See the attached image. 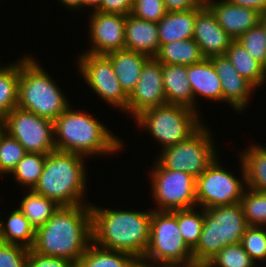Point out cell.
<instances>
[{"label": "cell", "mask_w": 266, "mask_h": 267, "mask_svg": "<svg viewBox=\"0 0 266 267\" xmlns=\"http://www.w3.org/2000/svg\"><path fill=\"white\" fill-rule=\"evenodd\" d=\"M92 243L90 204L60 206L35 230L32 250L42 255L66 258L75 264Z\"/></svg>", "instance_id": "1"}, {"label": "cell", "mask_w": 266, "mask_h": 267, "mask_svg": "<svg viewBox=\"0 0 266 267\" xmlns=\"http://www.w3.org/2000/svg\"><path fill=\"white\" fill-rule=\"evenodd\" d=\"M92 242L108 250L132 254L139 260L144 256L151 228V211L101 208L90 203Z\"/></svg>", "instance_id": "2"}, {"label": "cell", "mask_w": 266, "mask_h": 267, "mask_svg": "<svg viewBox=\"0 0 266 267\" xmlns=\"http://www.w3.org/2000/svg\"><path fill=\"white\" fill-rule=\"evenodd\" d=\"M70 105L54 120V143L57 151L90 156L114 155L123 151V143L107 126L88 112Z\"/></svg>", "instance_id": "3"}, {"label": "cell", "mask_w": 266, "mask_h": 267, "mask_svg": "<svg viewBox=\"0 0 266 267\" xmlns=\"http://www.w3.org/2000/svg\"><path fill=\"white\" fill-rule=\"evenodd\" d=\"M85 159L79 154L57 150L48 153L33 191L54 200L60 206L90 204V201H86L87 196H84L88 182Z\"/></svg>", "instance_id": "4"}, {"label": "cell", "mask_w": 266, "mask_h": 267, "mask_svg": "<svg viewBox=\"0 0 266 267\" xmlns=\"http://www.w3.org/2000/svg\"><path fill=\"white\" fill-rule=\"evenodd\" d=\"M32 56L19 58L17 107L54 121L69 106L67 96Z\"/></svg>", "instance_id": "5"}, {"label": "cell", "mask_w": 266, "mask_h": 267, "mask_svg": "<svg viewBox=\"0 0 266 267\" xmlns=\"http://www.w3.org/2000/svg\"><path fill=\"white\" fill-rule=\"evenodd\" d=\"M248 224L240 203L204 209V224L193 261L205 264L227 245L239 244Z\"/></svg>", "instance_id": "6"}, {"label": "cell", "mask_w": 266, "mask_h": 267, "mask_svg": "<svg viewBox=\"0 0 266 267\" xmlns=\"http://www.w3.org/2000/svg\"><path fill=\"white\" fill-rule=\"evenodd\" d=\"M199 112L185 106L166 104L141 112L134 121L164 149L188 139L203 125Z\"/></svg>", "instance_id": "7"}, {"label": "cell", "mask_w": 266, "mask_h": 267, "mask_svg": "<svg viewBox=\"0 0 266 267\" xmlns=\"http://www.w3.org/2000/svg\"><path fill=\"white\" fill-rule=\"evenodd\" d=\"M140 261L150 267L193 261L192 250L183 241L178 227V210H152L149 244Z\"/></svg>", "instance_id": "8"}, {"label": "cell", "mask_w": 266, "mask_h": 267, "mask_svg": "<svg viewBox=\"0 0 266 267\" xmlns=\"http://www.w3.org/2000/svg\"><path fill=\"white\" fill-rule=\"evenodd\" d=\"M210 132L203 124L188 139L161 149L155 160L165 169L186 172L197 179L219 157Z\"/></svg>", "instance_id": "9"}, {"label": "cell", "mask_w": 266, "mask_h": 267, "mask_svg": "<svg viewBox=\"0 0 266 267\" xmlns=\"http://www.w3.org/2000/svg\"><path fill=\"white\" fill-rule=\"evenodd\" d=\"M218 160L219 158L216 157L196 179V201L199 208L208 209L241 202L246 189L245 170L241 159L239 158L241 180L234 176L232 171H227Z\"/></svg>", "instance_id": "10"}, {"label": "cell", "mask_w": 266, "mask_h": 267, "mask_svg": "<svg viewBox=\"0 0 266 267\" xmlns=\"http://www.w3.org/2000/svg\"><path fill=\"white\" fill-rule=\"evenodd\" d=\"M149 171L155 210L175 211L197 207L196 178L192 175L163 168L157 161Z\"/></svg>", "instance_id": "11"}, {"label": "cell", "mask_w": 266, "mask_h": 267, "mask_svg": "<svg viewBox=\"0 0 266 267\" xmlns=\"http://www.w3.org/2000/svg\"><path fill=\"white\" fill-rule=\"evenodd\" d=\"M3 130L17 139L26 152L48 154L56 151L54 121L45 117L16 107L4 118Z\"/></svg>", "instance_id": "12"}, {"label": "cell", "mask_w": 266, "mask_h": 267, "mask_svg": "<svg viewBox=\"0 0 266 267\" xmlns=\"http://www.w3.org/2000/svg\"><path fill=\"white\" fill-rule=\"evenodd\" d=\"M77 58V71L90 89L105 103L126 113L128 96L121 89L110 59L106 55L91 53H82Z\"/></svg>", "instance_id": "13"}, {"label": "cell", "mask_w": 266, "mask_h": 267, "mask_svg": "<svg viewBox=\"0 0 266 267\" xmlns=\"http://www.w3.org/2000/svg\"><path fill=\"white\" fill-rule=\"evenodd\" d=\"M166 104L162 64L155 57H150L143 65L135 89L128 96L127 114H131L132 118H135L147 109Z\"/></svg>", "instance_id": "14"}, {"label": "cell", "mask_w": 266, "mask_h": 267, "mask_svg": "<svg viewBox=\"0 0 266 267\" xmlns=\"http://www.w3.org/2000/svg\"><path fill=\"white\" fill-rule=\"evenodd\" d=\"M92 13L88 18L91 49L84 53L107 55L125 49L126 15L94 10Z\"/></svg>", "instance_id": "15"}, {"label": "cell", "mask_w": 266, "mask_h": 267, "mask_svg": "<svg viewBox=\"0 0 266 267\" xmlns=\"http://www.w3.org/2000/svg\"><path fill=\"white\" fill-rule=\"evenodd\" d=\"M193 39L204 58L226 55L233 39L220 27L209 7L196 8Z\"/></svg>", "instance_id": "16"}, {"label": "cell", "mask_w": 266, "mask_h": 267, "mask_svg": "<svg viewBox=\"0 0 266 267\" xmlns=\"http://www.w3.org/2000/svg\"><path fill=\"white\" fill-rule=\"evenodd\" d=\"M210 59L221 80L223 102L229 104L239 114L247 110L250 97L254 94L252 92L256 88L236 71L225 55Z\"/></svg>", "instance_id": "17"}, {"label": "cell", "mask_w": 266, "mask_h": 267, "mask_svg": "<svg viewBox=\"0 0 266 267\" xmlns=\"http://www.w3.org/2000/svg\"><path fill=\"white\" fill-rule=\"evenodd\" d=\"M220 27L233 39L237 40L252 27L257 26L262 14L254 9L217 0L209 6Z\"/></svg>", "instance_id": "18"}, {"label": "cell", "mask_w": 266, "mask_h": 267, "mask_svg": "<svg viewBox=\"0 0 266 267\" xmlns=\"http://www.w3.org/2000/svg\"><path fill=\"white\" fill-rule=\"evenodd\" d=\"M157 23L142 20L132 14L125 20V49L155 57L159 51Z\"/></svg>", "instance_id": "19"}, {"label": "cell", "mask_w": 266, "mask_h": 267, "mask_svg": "<svg viewBox=\"0 0 266 267\" xmlns=\"http://www.w3.org/2000/svg\"><path fill=\"white\" fill-rule=\"evenodd\" d=\"M187 75L193 91L195 111H198L196 105L197 98L199 97L213 100V102H223L221 80L216 73L211 59L204 58L199 63L187 66Z\"/></svg>", "instance_id": "20"}, {"label": "cell", "mask_w": 266, "mask_h": 267, "mask_svg": "<svg viewBox=\"0 0 266 267\" xmlns=\"http://www.w3.org/2000/svg\"><path fill=\"white\" fill-rule=\"evenodd\" d=\"M162 75L167 104L194 110V97L187 75V66L162 64Z\"/></svg>", "instance_id": "21"}, {"label": "cell", "mask_w": 266, "mask_h": 267, "mask_svg": "<svg viewBox=\"0 0 266 267\" xmlns=\"http://www.w3.org/2000/svg\"><path fill=\"white\" fill-rule=\"evenodd\" d=\"M106 56L112 63L121 89L129 96L140 79L143 65L150 57L127 49L114 51Z\"/></svg>", "instance_id": "22"}, {"label": "cell", "mask_w": 266, "mask_h": 267, "mask_svg": "<svg viewBox=\"0 0 266 267\" xmlns=\"http://www.w3.org/2000/svg\"><path fill=\"white\" fill-rule=\"evenodd\" d=\"M196 8L189 11L167 12L157 23L160 46L173 41L193 38Z\"/></svg>", "instance_id": "23"}, {"label": "cell", "mask_w": 266, "mask_h": 267, "mask_svg": "<svg viewBox=\"0 0 266 267\" xmlns=\"http://www.w3.org/2000/svg\"><path fill=\"white\" fill-rule=\"evenodd\" d=\"M248 147L238 152L245 170L246 188L266 192V147L254 143Z\"/></svg>", "instance_id": "24"}, {"label": "cell", "mask_w": 266, "mask_h": 267, "mask_svg": "<svg viewBox=\"0 0 266 267\" xmlns=\"http://www.w3.org/2000/svg\"><path fill=\"white\" fill-rule=\"evenodd\" d=\"M139 262L132 254L101 248L92 242L76 267H135Z\"/></svg>", "instance_id": "25"}, {"label": "cell", "mask_w": 266, "mask_h": 267, "mask_svg": "<svg viewBox=\"0 0 266 267\" xmlns=\"http://www.w3.org/2000/svg\"><path fill=\"white\" fill-rule=\"evenodd\" d=\"M0 241L31 249L35 241V229L29 220L16 208L6 222L0 220Z\"/></svg>", "instance_id": "26"}, {"label": "cell", "mask_w": 266, "mask_h": 267, "mask_svg": "<svg viewBox=\"0 0 266 267\" xmlns=\"http://www.w3.org/2000/svg\"><path fill=\"white\" fill-rule=\"evenodd\" d=\"M225 56L236 71L255 88L261 87L266 82V69L237 40L232 41Z\"/></svg>", "instance_id": "27"}, {"label": "cell", "mask_w": 266, "mask_h": 267, "mask_svg": "<svg viewBox=\"0 0 266 267\" xmlns=\"http://www.w3.org/2000/svg\"><path fill=\"white\" fill-rule=\"evenodd\" d=\"M155 58L161 64L189 66L201 62L204 56L192 38L161 45Z\"/></svg>", "instance_id": "28"}, {"label": "cell", "mask_w": 266, "mask_h": 267, "mask_svg": "<svg viewBox=\"0 0 266 267\" xmlns=\"http://www.w3.org/2000/svg\"><path fill=\"white\" fill-rule=\"evenodd\" d=\"M27 194L20 200L17 208L36 230L42 227L60 207L54 200L27 190Z\"/></svg>", "instance_id": "29"}, {"label": "cell", "mask_w": 266, "mask_h": 267, "mask_svg": "<svg viewBox=\"0 0 266 267\" xmlns=\"http://www.w3.org/2000/svg\"><path fill=\"white\" fill-rule=\"evenodd\" d=\"M0 66V118L6 115L18 104L19 90V60Z\"/></svg>", "instance_id": "30"}, {"label": "cell", "mask_w": 266, "mask_h": 267, "mask_svg": "<svg viewBox=\"0 0 266 267\" xmlns=\"http://www.w3.org/2000/svg\"><path fill=\"white\" fill-rule=\"evenodd\" d=\"M47 154L26 152L11 172L15 181L25 190H33L42 174Z\"/></svg>", "instance_id": "31"}, {"label": "cell", "mask_w": 266, "mask_h": 267, "mask_svg": "<svg viewBox=\"0 0 266 267\" xmlns=\"http://www.w3.org/2000/svg\"><path fill=\"white\" fill-rule=\"evenodd\" d=\"M197 209L178 210V227L183 241L191 250L197 245L204 224V209L201 208V212Z\"/></svg>", "instance_id": "32"}, {"label": "cell", "mask_w": 266, "mask_h": 267, "mask_svg": "<svg viewBox=\"0 0 266 267\" xmlns=\"http://www.w3.org/2000/svg\"><path fill=\"white\" fill-rule=\"evenodd\" d=\"M240 204L248 226L266 227V192L246 188Z\"/></svg>", "instance_id": "33"}, {"label": "cell", "mask_w": 266, "mask_h": 267, "mask_svg": "<svg viewBox=\"0 0 266 267\" xmlns=\"http://www.w3.org/2000/svg\"><path fill=\"white\" fill-rule=\"evenodd\" d=\"M242 245H227L206 263V267H257Z\"/></svg>", "instance_id": "34"}, {"label": "cell", "mask_w": 266, "mask_h": 267, "mask_svg": "<svg viewBox=\"0 0 266 267\" xmlns=\"http://www.w3.org/2000/svg\"><path fill=\"white\" fill-rule=\"evenodd\" d=\"M26 154L24 147L6 131L0 132V176H8Z\"/></svg>", "instance_id": "35"}, {"label": "cell", "mask_w": 266, "mask_h": 267, "mask_svg": "<svg viewBox=\"0 0 266 267\" xmlns=\"http://www.w3.org/2000/svg\"><path fill=\"white\" fill-rule=\"evenodd\" d=\"M237 41L266 69V31L261 23L246 31Z\"/></svg>", "instance_id": "36"}, {"label": "cell", "mask_w": 266, "mask_h": 267, "mask_svg": "<svg viewBox=\"0 0 266 267\" xmlns=\"http://www.w3.org/2000/svg\"><path fill=\"white\" fill-rule=\"evenodd\" d=\"M240 244L256 264L259 261H266L265 227L248 226L241 238Z\"/></svg>", "instance_id": "37"}, {"label": "cell", "mask_w": 266, "mask_h": 267, "mask_svg": "<svg viewBox=\"0 0 266 267\" xmlns=\"http://www.w3.org/2000/svg\"><path fill=\"white\" fill-rule=\"evenodd\" d=\"M166 13L163 0H133L131 14L136 18L158 23Z\"/></svg>", "instance_id": "38"}, {"label": "cell", "mask_w": 266, "mask_h": 267, "mask_svg": "<svg viewBox=\"0 0 266 267\" xmlns=\"http://www.w3.org/2000/svg\"><path fill=\"white\" fill-rule=\"evenodd\" d=\"M29 249L0 241V267H26Z\"/></svg>", "instance_id": "39"}, {"label": "cell", "mask_w": 266, "mask_h": 267, "mask_svg": "<svg viewBox=\"0 0 266 267\" xmlns=\"http://www.w3.org/2000/svg\"><path fill=\"white\" fill-rule=\"evenodd\" d=\"M26 267H76V264L66 258L46 256L29 249Z\"/></svg>", "instance_id": "40"}, {"label": "cell", "mask_w": 266, "mask_h": 267, "mask_svg": "<svg viewBox=\"0 0 266 267\" xmlns=\"http://www.w3.org/2000/svg\"><path fill=\"white\" fill-rule=\"evenodd\" d=\"M132 9L133 0H102L101 6L96 11L128 15Z\"/></svg>", "instance_id": "41"}, {"label": "cell", "mask_w": 266, "mask_h": 267, "mask_svg": "<svg viewBox=\"0 0 266 267\" xmlns=\"http://www.w3.org/2000/svg\"><path fill=\"white\" fill-rule=\"evenodd\" d=\"M167 12L189 11L198 8L194 0H163Z\"/></svg>", "instance_id": "42"}, {"label": "cell", "mask_w": 266, "mask_h": 267, "mask_svg": "<svg viewBox=\"0 0 266 267\" xmlns=\"http://www.w3.org/2000/svg\"><path fill=\"white\" fill-rule=\"evenodd\" d=\"M232 4L254 9L262 15L266 14V0H227Z\"/></svg>", "instance_id": "43"}, {"label": "cell", "mask_w": 266, "mask_h": 267, "mask_svg": "<svg viewBox=\"0 0 266 267\" xmlns=\"http://www.w3.org/2000/svg\"><path fill=\"white\" fill-rule=\"evenodd\" d=\"M59 1L60 4L62 3L65 6V8L70 9V11L71 9H73V11L74 10L78 11V9L83 10V5L81 0H58V2Z\"/></svg>", "instance_id": "44"}, {"label": "cell", "mask_w": 266, "mask_h": 267, "mask_svg": "<svg viewBox=\"0 0 266 267\" xmlns=\"http://www.w3.org/2000/svg\"><path fill=\"white\" fill-rule=\"evenodd\" d=\"M155 267H206L205 264L192 261L186 264H161Z\"/></svg>", "instance_id": "45"}, {"label": "cell", "mask_w": 266, "mask_h": 267, "mask_svg": "<svg viewBox=\"0 0 266 267\" xmlns=\"http://www.w3.org/2000/svg\"><path fill=\"white\" fill-rule=\"evenodd\" d=\"M83 8H87L88 7H92V9H94V11H96L100 6H101V2L102 0H81Z\"/></svg>", "instance_id": "46"}, {"label": "cell", "mask_w": 266, "mask_h": 267, "mask_svg": "<svg viewBox=\"0 0 266 267\" xmlns=\"http://www.w3.org/2000/svg\"><path fill=\"white\" fill-rule=\"evenodd\" d=\"M194 1L200 7H209L211 4L216 2V0H194Z\"/></svg>", "instance_id": "47"}, {"label": "cell", "mask_w": 266, "mask_h": 267, "mask_svg": "<svg viewBox=\"0 0 266 267\" xmlns=\"http://www.w3.org/2000/svg\"><path fill=\"white\" fill-rule=\"evenodd\" d=\"M260 23L264 26V29L266 31V14L262 15Z\"/></svg>", "instance_id": "48"}, {"label": "cell", "mask_w": 266, "mask_h": 267, "mask_svg": "<svg viewBox=\"0 0 266 267\" xmlns=\"http://www.w3.org/2000/svg\"><path fill=\"white\" fill-rule=\"evenodd\" d=\"M135 267H150V266L149 265H146L145 263H142L140 261Z\"/></svg>", "instance_id": "49"}, {"label": "cell", "mask_w": 266, "mask_h": 267, "mask_svg": "<svg viewBox=\"0 0 266 267\" xmlns=\"http://www.w3.org/2000/svg\"><path fill=\"white\" fill-rule=\"evenodd\" d=\"M3 130V120L0 118V132Z\"/></svg>", "instance_id": "50"}]
</instances>
